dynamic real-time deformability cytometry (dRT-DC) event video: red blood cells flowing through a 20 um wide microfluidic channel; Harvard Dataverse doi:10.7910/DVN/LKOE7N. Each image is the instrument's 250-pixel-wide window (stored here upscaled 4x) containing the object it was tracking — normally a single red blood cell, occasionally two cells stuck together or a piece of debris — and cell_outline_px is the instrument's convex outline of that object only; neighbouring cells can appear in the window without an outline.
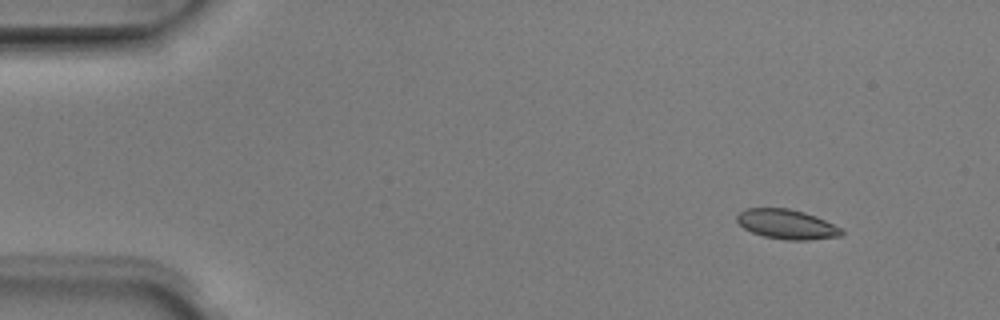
{"species": "Egyptian fruit bat (a non-hibernating species)", "species_latin": "Rousettus aegyptiacus", "temperature_condition": "room temperature", "stored_images_in_passage": 49, "segment_of_instrument_passage": [1, 2], "camera_frame_rate_fps": 3000, "um_per_image_px": 0.085, "animal": {"sex": "male"}, "frame": {"image": 1, "passage_image": 2, "time_ms": 0.333, "image_size_px": [1000, 320], "cell_outline_px": [[844, 232], [840, 236], [808, 240], [788, 240], [764, 236], [752, 232], [744, 228], [736, 220], [736, 216], [740, 212], [748, 208], [788, 208], [804, 212], [816, 216], [840, 228]], "centroid_in_image_um": [66.86, 19.06], "position_along_channel_um": 18.1, "area_um2": 17.86}}
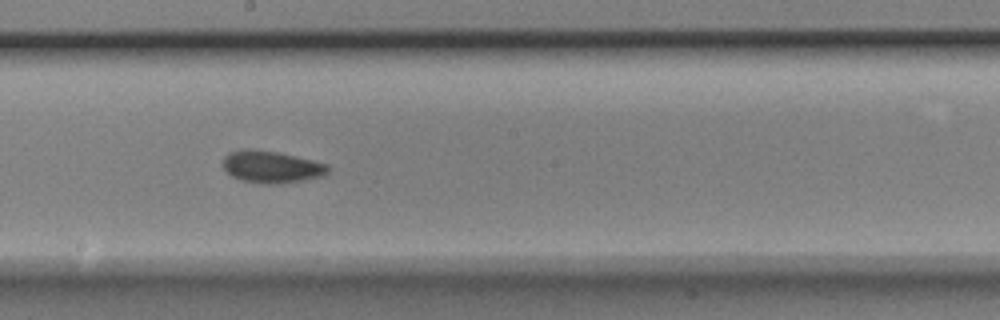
{"frame": {"image": 2, "passage_image": 25, "time_ms": 8.0, "image_size_px": [1000, 320], "cell_outline_px": [[328, 172], [324, 176], [304, 180], [280, 184], [264, 184], [240, 180], [232, 176], [224, 168], [224, 156], [228, 152], [240, 148], [248, 148], [276, 152], [296, 156], [328, 164]], "centroid_in_image_um": [23.06, 14.18], "position_along_channel_um": 225.1, "area_um2": 19.77}}
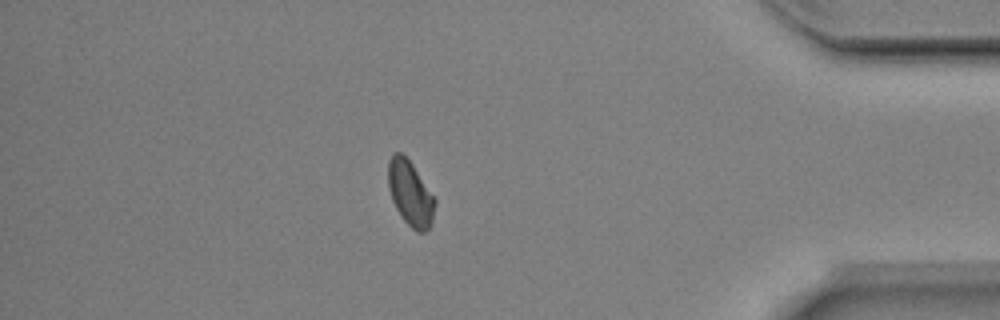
{"frame": {"image": 3, "passage_image": 41, "time_ms": 13.333, "image_size_px": [1000, 320], "cell_outline_px": [[436, 200], [432, 220], [428, 228], [424, 232], [416, 232], [400, 216], [392, 200], [388, 188], [388, 160], [392, 152], [400, 152], [412, 164]], "centroid_in_image_um": [34.84, 16.43], "position_along_channel_um": 400.4, "area_um2": 17.57}}